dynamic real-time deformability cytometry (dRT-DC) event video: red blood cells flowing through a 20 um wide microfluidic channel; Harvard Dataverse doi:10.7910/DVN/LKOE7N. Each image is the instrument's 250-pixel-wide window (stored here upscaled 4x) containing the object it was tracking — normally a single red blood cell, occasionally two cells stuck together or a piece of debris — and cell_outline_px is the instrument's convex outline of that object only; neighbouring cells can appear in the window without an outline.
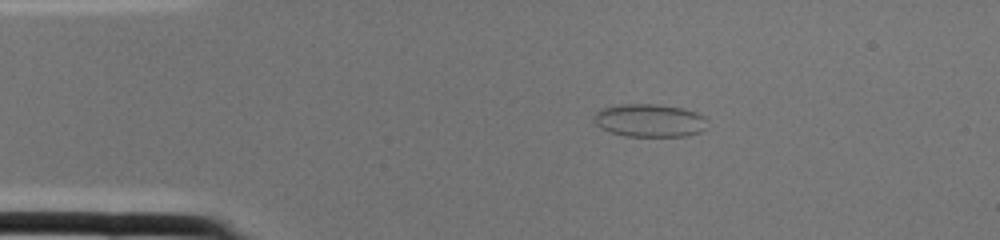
{"species": "common noctule bat (a hibernating species)", "species_latin": "Nyctalus noctula", "temperature_condition": "cold", "stored_images_in_passage": 1, "camera_frame_rate_fps": 3000, "um_per_image_px": 0.085, "animal": {"sex": "female", "body_mass_g": 22.0, "forearm_length_mm": 56.7}, "frame": {"image": 1, "passage_image": 1, "time_ms": 0.0, "image_size_px": [1000, 240], "cell_outline_px": [[708, 120], [704, 128], [700, 132], [688, 136], [624, 136], [600, 128], [592, 120], [592, 116], [600, 108], [620, 104], [656, 104], [684, 108], [696, 112], [704, 116]], "centroid_in_image_um": [55.19, 10.23], "position_along_channel_um": 29.8, "area_um2": 22.08}}